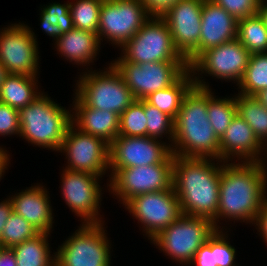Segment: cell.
Returning a JSON list of instances; mask_svg holds the SVG:
<instances>
[{"mask_svg": "<svg viewBox=\"0 0 267 266\" xmlns=\"http://www.w3.org/2000/svg\"><path fill=\"white\" fill-rule=\"evenodd\" d=\"M266 194L267 172L264 162L222 161L215 228H227L220 226L221 220H225L226 224L234 220V223L240 221L255 225L259 212L267 200Z\"/></svg>", "mask_w": 267, "mask_h": 266, "instance_id": "6da1fadb", "label": "cell"}, {"mask_svg": "<svg viewBox=\"0 0 267 266\" xmlns=\"http://www.w3.org/2000/svg\"><path fill=\"white\" fill-rule=\"evenodd\" d=\"M238 20L212 0H204L199 48L186 60L190 66L203 52L237 38Z\"/></svg>", "mask_w": 267, "mask_h": 266, "instance_id": "d6986e66", "label": "cell"}, {"mask_svg": "<svg viewBox=\"0 0 267 266\" xmlns=\"http://www.w3.org/2000/svg\"><path fill=\"white\" fill-rule=\"evenodd\" d=\"M20 136L19 110L0 102V137Z\"/></svg>", "mask_w": 267, "mask_h": 266, "instance_id": "74e56055", "label": "cell"}, {"mask_svg": "<svg viewBox=\"0 0 267 266\" xmlns=\"http://www.w3.org/2000/svg\"><path fill=\"white\" fill-rule=\"evenodd\" d=\"M40 5V26L47 36L57 40L63 33L69 32L73 26L69 1L63 3L51 2Z\"/></svg>", "mask_w": 267, "mask_h": 266, "instance_id": "83f0119b", "label": "cell"}, {"mask_svg": "<svg viewBox=\"0 0 267 266\" xmlns=\"http://www.w3.org/2000/svg\"><path fill=\"white\" fill-rule=\"evenodd\" d=\"M39 232L21 215L14 211L6 221L0 237L1 247H13L26 240L34 238Z\"/></svg>", "mask_w": 267, "mask_h": 266, "instance_id": "e575fe53", "label": "cell"}, {"mask_svg": "<svg viewBox=\"0 0 267 266\" xmlns=\"http://www.w3.org/2000/svg\"><path fill=\"white\" fill-rule=\"evenodd\" d=\"M61 194L66 205L83 223H104L101 212L102 190L100 176L86 172L61 171Z\"/></svg>", "mask_w": 267, "mask_h": 266, "instance_id": "2e32d148", "label": "cell"}, {"mask_svg": "<svg viewBox=\"0 0 267 266\" xmlns=\"http://www.w3.org/2000/svg\"><path fill=\"white\" fill-rule=\"evenodd\" d=\"M69 3L73 26L80 30L97 33L103 0H72Z\"/></svg>", "mask_w": 267, "mask_h": 266, "instance_id": "1f68e13d", "label": "cell"}, {"mask_svg": "<svg viewBox=\"0 0 267 266\" xmlns=\"http://www.w3.org/2000/svg\"><path fill=\"white\" fill-rule=\"evenodd\" d=\"M207 112L210 125L220 139L237 114V104L234 95L232 97L220 98L212 92V88H208Z\"/></svg>", "mask_w": 267, "mask_h": 266, "instance_id": "f546056e", "label": "cell"}, {"mask_svg": "<svg viewBox=\"0 0 267 266\" xmlns=\"http://www.w3.org/2000/svg\"><path fill=\"white\" fill-rule=\"evenodd\" d=\"M194 266H217L214 258V233L208 238L196 252L190 265Z\"/></svg>", "mask_w": 267, "mask_h": 266, "instance_id": "f35d334b", "label": "cell"}, {"mask_svg": "<svg viewBox=\"0 0 267 266\" xmlns=\"http://www.w3.org/2000/svg\"><path fill=\"white\" fill-rule=\"evenodd\" d=\"M9 75L8 70L0 63V88L4 79Z\"/></svg>", "mask_w": 267, "mask_h": 266, "instance_id": "7dc6e473", "label": "cell"}, {"mask_svg": "<svg viewBox=\"0 0 267 266\" xmlns=\"http://www.w3.org/2000/svg\"><path fill=\"white\" fill-rule=\"evenodd\" d=\"M119 136H147V118L144 114V100H134L120 115Z\"/></svg>", "mask_w": 267, "mask_h": 266, "instance_id": "836d02e7", "label": "cell"}, {"mask_svg": "<svg viewBox=\"0 0 267 266\" xmlns=\"http://www.w3.org/2000/svg\"><path fill=\"white\" fill-rule=\"evenodd\" d=\"M58 152L65 154L67 159L64 169L101 178L108 173L110 145L101 138L81 131L73 123L68 127Z\"/></svg>", "mask_w": 267, "mask_h": 266, "instance_id": "5bb4252c", "label": "cell"}, {"mask_svg": "<svg viewBox=\"0 0 267 266\" xmlns=\"http://www.w3.org/2000/svg\"><path fill=\"white\" fill-rule=\"evenodd\" d=\"M146 8L150 16L162 17V15L180 0H139Z\"/></svg>", "mask_w": 267, "mask_h": 266, "instance_id": "ab89813d", "label": "cell"}, {"mask_svg": "<svg viewBox=\"0 0 267 266\" xmlns=\"http://www.w3.org/2000/svg\"><path fill=\"white\" fill-rule=\"evenodd\" d=\"M144 114L147 118V137L168 140L172 147L174 139V119L158 108L150 105L144 100ZM164 136V137H163ZM167 136V137H166Z\"/></svg>", "mask_w": 267, "mask_h": 266, "instance_id": "d6a6232c", "label": "cell"}, {"mask_svg": "<svg viewBox=\"0 0 267 266\" xmlns=\"http://www.w3.org/2000/svg\"><path fill=\"white\" fill-rule=\"evenodd\" d=\"M265 156L266 148L255 137L247 122L236 114L220 138V160L224 162H263Z\"/></svg>", "mask_w": 267, "mask_h": 266, "instance_id": "ffe728a7", "label": "cell"}, {"mask_svg": "<svg viewBox=\"0 0 267 266\" xmlns=\"http://www.w3.org/2000/svg\"><path fill=\"white\" fill-rule=\"evenodd\" d=\"M72 100V123L78 129L103 139L109 145L119 136L120 115L88 107L75 95Z\"/></svg>", "mask_w": 267, "mask_h": 266, "instance_id": "7402d4cb", "label": "cell"}, {"mask_svg": "<svg viewBox=\"0 0 267 266\" xmlns=\"http://www.w3.org/2000/svg\"><path fill=\"white\" fill-rule=\"evenodd\" d=\"M237 39L250 54L267 53V28L259 14L238 20Z\"/></svg>", "mask_w": 267, "mask_h": 266, "instance_id": "f1b7e54d", "label": "cell"}, {"mask_svg": "<svg viewBox=\"0 0 267 266\" xmlns=\"http://www.w3.org/2000/svg\"><path fill=\"white\" fill-rule=\"evenodd\" d=\"M73 95L84 105L121 115L135 100L120 72L110 62L103 70L81 72Z\"/></svg>", "mask_w": 267, "mask_h": 266, "instance_id": "5b68a950", "label": "cell"}, {"mask_svg": "<svg viewBox=\"0 0 267 266\" xmlns=\"http://www.w3.org/2000/svg\"><path fill=\"white\" fill-rule=\"evenodd\" d=\"M263 162H264V166L266 167V172H267V148H266V156Z\"/></svg>", "mask_w": 267, "mask_h": 266, "instance_id": "c3c4849f", "label": "cell"}, {"mask_svg": "<svg viewBox=\"0 0 267 266\" xmlns=\"http://www.w3.org/2000/svg\"><path fill=\"white\" fill-rule=\"evenodd\" d=\"M237 114L252 128L255 137L267 148V108L254 96L235 94Z\"/></svg>", "mask_w": 267, "mask_h": 266, "instance_id": "4316f807", "label": "cell"}, {"mask_svg": "<svg viewBox=\"0 0 267 266\" xmlns=\"http://www.w3.org/2000/svg\"><path fill=\"white\" fill-rule=\"evenodd\" d=\"M119 49L125 61L135 64L186 61L175 48L168 24L157 16H151Z\"/></svg>", "mask_w": 267, "mask_h": 266, "instance_id": "ba28073f", "label": "cell"}, {"mask_svg": "<svg viewBox=\"0 0 267 266\" xmlns=\"http://www.w3.org/2000/svg\"><path fill=\"white\" fill-rule=\"evenodd\" d=\"M250 55L237 38L206 50L189 66L193 74L194 85L210 88L203 75L220 79L221 82L223 80L234 81L238 85L248 65Z\"/></svg>", "mask_w": 267, "mask_h": 266, "instance_id": "9c48e42d", "label": "cell"}, {"mask_svg": "<svg viewBox=\"0 0 267 266\" xmlns=\"http://www.w3.org/2000/svg\"><path fill=\"white\" fill-rule=\"evenodd\" d=\"M203 3L204 0H180L162 15L175 48L186 60L199 48Z\"/></svg>", "mask_w": 267, "mask_h": 266, "instance_id": "ac0fdd59", "label": "cell"}, {"mask_svg": "<svg viewBox=\"0 0 267 266\" xmlns=\"http://www.w3.org/2000/svg\"><path fill=\"white\" fill-rule=\"evenodd\" d=\"M38 76L9 74L0 88V102L17 110L33 102L40 94ZM38 82V83H37Z\"/></svg>", "mask_w": 267, "mask_h": 266, "instance_id": "cb8c5ba5", "label": "cell"}, {"mask_svg": "<svg viewBox=\"0 0 267 266\" xmlns=\"http://www.w3.org/2000/svg\"><path fill=\"white\" fill-rule=\"evenodd\" d=\"M215 4L221 6L236 20H241L258 14V8L261 0H212Z\"/></svg>", "mask_w": 267, "mask_h": 266, "instance_id": "8d00e7d4", "label": "cell"}, {"mask_svg": "<svg viewBox=\"0 0 267 266\" xmlns=\"http://www.w3.org/2000/svg\"><path fill=\"white\" fill-rule=\"evenodd\" d=\"M0 266H17L13 249L0 246Z\"/></svg>", "mask_w": 267, "mask_h": 266, "instance_id": "7bdbcfd3", "label": "cell"}, {"mask_svg": "<svg viewBox=\"0 0 267 266\" xmlns=\"http://www.w3.org/2000/svg\"><path fill=\"white\" fill-rule=\"evenodd\" d=\"M124 209L141 225V230L151 240L182 214L174 188L140 194L130 199Z\"/></svg>", "mask_w": 267, "mask_h": 266, "instance_id": "9a60e30c", "label": "cell"}, {"mask_svg": "<svg viewBox=\"0 0 267 266\" xmlns=\"http://www.w3.org/2000/svg\"><path fill=\"white\" fill-rule=\"evenodd\" d=\"M173 162L171 153L162 163L119 169L109 180V194L124 206L137 195L171 189Z\"/></svg>", "mask_w": 267, "mask_h": 266, "instance_id": "30bf717a", "label": "cell"}, {"mask_svg": "<svg viewBox=\"0 0 267 266\" xmlns=\"http://www.w3.org/2000/svg\"><path fill=\"white\" fill-rule=\"evenodd\" d=\"M49 233H39L34 238L11 247L17 266H56V253H52Z\"/></svg>", "mask_w": 267, "mask_h": 266, "instance_id": "d4e9b609", "label": "cell"}, {"mask_svg": "<svg viewBox=\"0 0 267 266\" xmlns=\"http://www.w3.org/2000/svg\"><path fill=\"white\" fill-rule=\"evenodd\" d=\"M13 212V205L10 200V197H6L3 201H0V237L2 235L3 227L6 224V221L11 216Z\"/></svg>", "mask_w": 267, "mask_h": 266, "instance_id": "b9f144b4", "label": "cell"}, {"mask_svg": "<svg viewBox=\"0 0 267 266\" xmlns=\"http://www.w3.org/2000/svg\"><path fill=\"white\" fill-rule=\"evenodd\" d=\"M9 153L10 152L6 150V148L0 146V181L3 179L2 177H4L6 172L5 170H8L9 164L11 163V154Z\"/></svg>", "mask_w": 267, "mask_h": 266, "instance_id": "ee69618b", "label": "cell"}, {"mask_svg": "<svg viewBox=\"0 0 267 266\" xmlns=\"http://www.w3.org/2000/svg\"><path fill=\"white\" fill-rule=\"evenodd\" d=\"M222 161L174 155L172 186L183 215L207 218L215 226Z\"/></svg>", "mask_w": 267, "mask_h": 266, "instance_id": "7a4b0ae2", "label": "cell"}, {"mask_svg": "<svg viewBox=\"0 0 267 266\" xmlns=\"http://www.w3.org/2000/svg\"><path fill=\"white\" fill-rule=\"evenodd\" d=\"M150 17L139 0H103L97 30L99 41L104 39L121 48Z\"/></svg>", "mask_w": 267, "mask_h": 266, "instance_id": "7c38bea8", "label": "cell"}, {"mask_svg": "<svg viewBox=\"0 0 267 266\" xmlns=\"http://www.w3.org/2000/svg\"><path fill=\"white\" fill-rule=\"evenodd\" d=\"M254 97L267 108V89L258 92Z\"/></svg>", "mask_w": 267, "mask_h": 266, "instance_id": "bcb514c9", "label": "cell"}, {"mask_svg": "<svg viewBox=\"0 0 267 266\" xmlns=\"http://www.w3.org/2000/svg\"><path fill=\"white\" fill-rule=\"evenodd\" d=\"M122 75L135 100L174 84L188 69L187 61L151 62L135 64L120 55L110 61Z\"/></svg>", "mask_w": 267, "mask_h": 266, "instance_id": "8fae6325", "label": "cell"}, {"mask_svg": "<svg viewBox=\"0 0 267 266\" xmlns=\"http://www.w3.org/2000/svg\"><path fill=\"white\" fill-rule=\"evenodd\" d=\"M104 223H83L56 253V266H111V242ZM106 231V232H105Z\"/></svg>", "mask_w": 267, "mask_h": 266, "instance_id": "52a82bcc", "label": "cell"}, {"mask_svg": "<svg viewBox=\"0 0 267 266\" xmlns=\"http://www.w3.org/2000/svg\"><path fill=\"white\" fill-rule=\"evenodd\" d=\"M238 93L255 96L267 89V53L251 54L242 79L238 83Z\"/></svg>", "mask_w": 267, "mask_h": 266, "instance_id": "4dcf8cb0", "label": "cell"}, {"mask_svg": "<svg viewBox=\"0 0 267 266\" xmlns=\"http://www.w3.org/2000/svg\"><path fill=\"white\" fill-rule=\"evenodd\" d=\"M54 45L57 54L73 65L84 67L87 69L85 71H88V66L94 65L91 63H94L102 47L97 33L80 30L75 27L69 32L63 33L54 41Z\"/></svg>", "mask_w": 267, "mask_h": 266, "instance_id": "603a6c76", "label": "cell"}, {"mask_svg": "<svg viewBox=\"0 0 267 266\" xmlns=\"http://www.w3.org/2000/svg\"><path fill=\"white\" fill-rule=\"evenodd\" d=\"M215 230L213 222L207 218L181 215L153 237L150 243L177 264L188 266Z\"/></svg>", "mask_w": 267, "mask_h": 266, "instance_id": "8992f818", "label": "cell"}, {"mask_svg": "<svg viewBox=\"0 0 267 266\" xmlns=\"http://www.w3.org/2000/svg\"><path fill=\"white\" fill-rule=\"evenodd\" d=\"M208 88L193 85L174 119L173 155L220 160V139L208 118Z\"/></svg>", "mask_w": 267, "mask_h": 266, "instance_id": "3957f363", "label": "cell"}, {"mask_svg": "<svg viewBox=\"0 0 267 266\" xmlns=\"http://www.w3.org/2000/svg\"><path fill=\"white\" fill-rule=\"evenodd\" d=\"M229 229H216L214 232V258L217 266H238L235 263L236 248L230 244L229 231H226Z\"/></svg>", "mask_w": 267, "mask_h": 266, "instance_id": "d590c367", "label": "cell"}, {"mask_svg": "<svg viewBox=\"0 0 267 266\" xmlns=\"http://www.w3.org/2000/svg\"><path fill=\"white\" fill-rule=\"evenodd\" d=\"M255 229L267 246V200L264 202L255 223Z\"/></svg>", "mask_w": 267, "mask_h": 266, "instance_id": "60d3db41", "label": "cell"}, {"mask_svg": "<svg viewBox=\"0 0 267 266\" xmlns=\"http://www.w3.org/2000/svg\"><path fill=\"white\" fill-rule=\"evenodd\" d=\"M171 153V147L163 140L147 136H118L110 144V174L107 175L109 178L106 187L119 169L162 163Z\"/></svg>", "mask_w": 267, "mask_h": 266, "instance_id": "e0dca14e", "label": "cell"}, {"mask_svg": "<svg viewBox=\"0 0 267 266\" xmlns=\"http://www.w3.org/2000/svg\"><path fill=\"white\" fill-rule=\"evenodd\" d=\"M193 85V74L188 69L174 84L150 94L144 100L175 119L179 113L184 95Z\"/></svg>", "mask_w": 267, "mask_h": 266, "instance_id": "484cf974", "label": "cell"}, {"mask_svg": "<svg viewBox=\"0 0 267 266\" xmlns=\"http://www.w3.org/2000/svg\"><path fill=\"white\" fill-rule=\"evenodd\" d=\"M14 194L9 195L13 211L21 215L39 233L50 234L54 227V213L50 194L45 185L37 183Z\"/></svg>", "mask_w": 267, "mask_h": 266, "instance_id": "44dd1931", "label": "cell"}, {"mask_svg": "<svg viewBox=\"0 0 267 266\" xmlns=\"http://www.w3.org/2000/svg\"><path fill=\"white\" fill-rule=\"evenodd\" d=\"M258 14L263 19L267 28V0H261L258 8Z\"/></svg>", "mask_w": 267, "mask_h": 266, "instance_id": "f6af8a7d", "label": "cell"}, {"mask_svg": "<svg viewBox=\"0 0 267 266\" xmlns=\"http://www.w3.org/2000/svg\"><path fill=\"white\" fill-rule=\"evenodd\" d=\"M6 26L0 28V63L9 74L39 76L37 34L21 21Z\"/></svg>", "mask_w": 267, "mask_h": 266, "instance_id": "4fadbf2b", "label": "cell"}, {"mask_svg": "<svg viewBox=\"0 0 267 266\" xmlns=\"http://www.w3.org/2000/svg\"><path fill=\"white\" fill-rule=\"evenodd\" d=\"M20 138L35 147L58 152L72 123V109L62 107L43 92L19 110Z\"/></svg>", "mask_w": 267, "mask_h": 266, "instance_id": "277c9868", "label": "cell"}]
</instances>
